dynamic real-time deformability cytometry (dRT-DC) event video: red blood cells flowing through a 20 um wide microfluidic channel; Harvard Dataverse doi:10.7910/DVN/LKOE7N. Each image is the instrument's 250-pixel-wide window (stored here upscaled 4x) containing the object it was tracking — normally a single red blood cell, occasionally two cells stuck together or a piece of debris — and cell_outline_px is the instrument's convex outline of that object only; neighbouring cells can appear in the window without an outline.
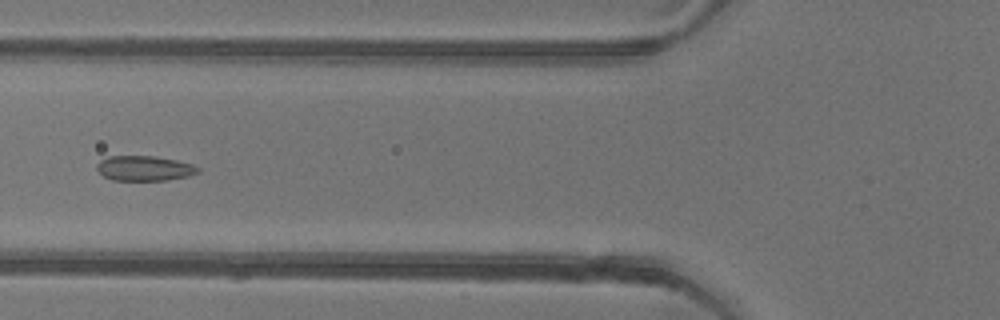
{"species": "common noctule bat (a hibernating species)", "species_latin": "Nyctalus noctula", "temperature_condition": "warm", "stored_images_in_passage": 36, "camera_frame_rate_fps": 3000, "um_per_image_px": 0.085, "animal": {"sex": "female"}, "frame": {"image": 1, "passage_image": 4, "time_ms": 1.0, "image_size_px": [1000, 320], "cell_outline_px": [[200, 172], [188, 176], [168, 180], [112, 180], [104, 176], [96, 168], [96, 164], [100, 160], [108, 156], [156, 156], [176, 160], [192, 164], [200, 168]], "centroid_in_image_um": [12.28, 14.3], "position_along_channel_um": 113.5, "area_um2": 14.8}}
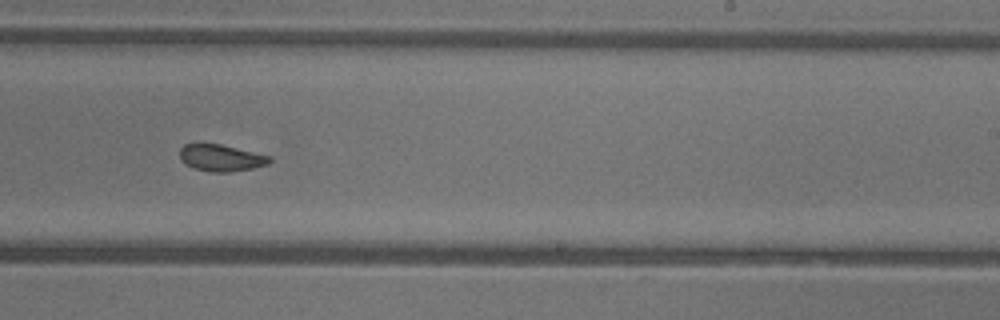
{"frame": {"image": 2, "passage_image": 16, "time_ms": 5.0, "image_size_px": [1000, 320], "cell_outline_px": [[272, 160], [268, 164], [252, 168], [228, 172], [212, 172], [196, 168], [180, 160], [180, 148], [184, 144], [200, 140], [220, 144], [272, 156]], "centroid_in_image_um": [18.76, 13.36], "position_along_channel_um": 270.2, "area_um2": 14.33}}
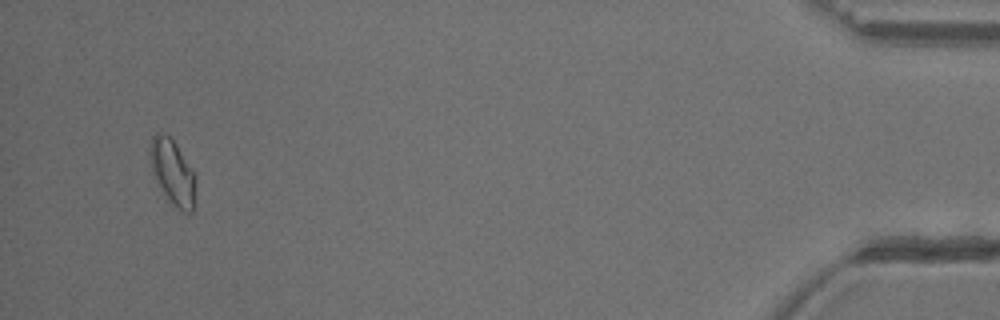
{"frame": {"image": 3, "passage_image": 34, "time_ms": 11.0, "image_size_px": [1000, 320], "cell_outline_px": [[196, 184], [192, 212], [184, 212], [172, 204], [168, 200], [156, 184], [148, 152], [148, 148], [152, 136], [156, 132], [160, 132], [168, 136], [176, 144], [196, 172]], "centroid_in_image_um": [14.67, 14.62], "position_along_channel_um": 420.5, "area_um2": 17.74}}